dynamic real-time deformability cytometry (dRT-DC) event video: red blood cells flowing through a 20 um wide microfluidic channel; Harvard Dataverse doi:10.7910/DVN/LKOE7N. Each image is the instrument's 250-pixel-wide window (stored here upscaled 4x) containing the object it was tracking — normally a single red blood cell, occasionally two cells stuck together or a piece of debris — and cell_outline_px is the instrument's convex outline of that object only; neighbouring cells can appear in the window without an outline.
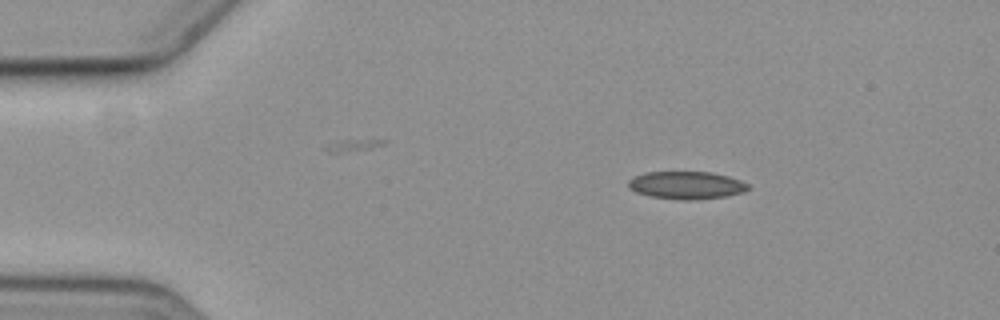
{"species": "common noctule bat (a hibernating species)", "species_latin": "Nyctalus noctula", "temperature_condition": "cold", "stored_images_in_passage": 3, "camera_frame_rate_fps": 3000, "um_per_image_px": 0.085, "animal": {"sex": "female", "body_mass_g": 19.3, "forearm_length_mm": 54.1}, "frame": {"image": 1, "passage_image": 1, "time_ms": 0.0, "image_size_px": [1000, 320], "cell_outline_px": [[748, 188], [744, 192], [724, 196], [688, 200], [684, 200], [652, 196], [636, 192], [628, 188], [628, 180], [632, 176], [644, 172], [712, 172], [728, 176], [740, 180], [748, 184]], "centroid_in_image_um": [58.3, 15.72], "position_along_channel_um": 26.7, "area_um2": 19.19}}